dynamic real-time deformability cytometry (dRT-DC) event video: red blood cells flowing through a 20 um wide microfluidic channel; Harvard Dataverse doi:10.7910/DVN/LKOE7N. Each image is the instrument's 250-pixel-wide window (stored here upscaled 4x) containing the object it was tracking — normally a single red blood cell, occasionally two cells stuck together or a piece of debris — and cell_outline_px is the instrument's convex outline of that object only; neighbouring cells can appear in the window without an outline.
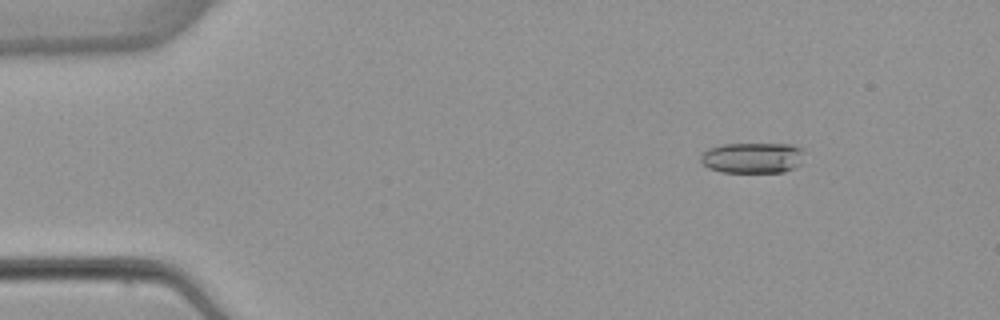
{"species": "common noctule bat (a hibernating species)", "species_latin": "Nyctalus noctula", "temperature_condition": "warm", "stored_images_in_passage": 6, "camera_frame_rate_fps": 3000, "um_per_image_px": 0.085, "animal": {"sex": "female", "body_mass_g": 22.7, "forearm_length_mm": 54.2}, "frame": {"image": 1, "passage_image": 2, "time_ms": 1.0, "image_size_px": [1000, 320], "cell_outline_px": [[804, 152], [800, 164], [784, 172], [720, 172], [708, 168], [700, 160], [700, 156], [708, 148], [724, 144], [792, 144], [800, 148]], "centroid_in_image_um": [63.95, 13.41], "position_along_channel_um": 21.0, "area_um2": 18.55}}
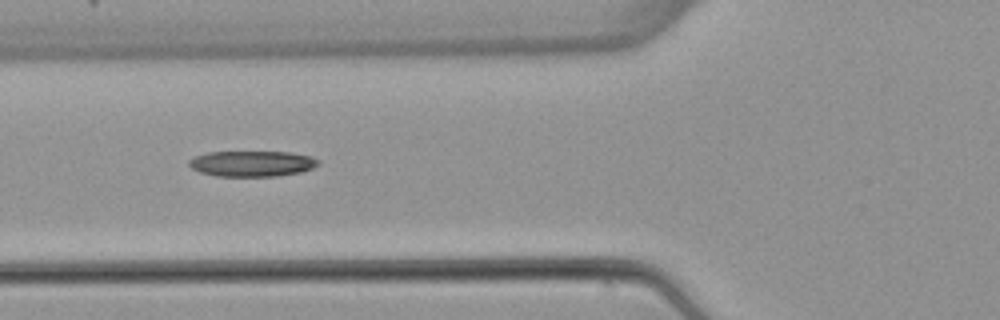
{"frame": {"image": 2, "passage_image": 5, "time_ms": 5.333, "image_size_px": [1000, 320], "cell_outline_px": [[320, 164], [312, 168], [300, 172], [276, 176], [216, 176], [200, 172], [192, 168], [188, 164], [188, 160], [196, 156], [208, 152], [288, 152], [312, 156], [320, 160]], "centroid_in_image_um": [21.44, 13.9], "position_along_channel_um": 104.4, "area_um2": 19.36}}
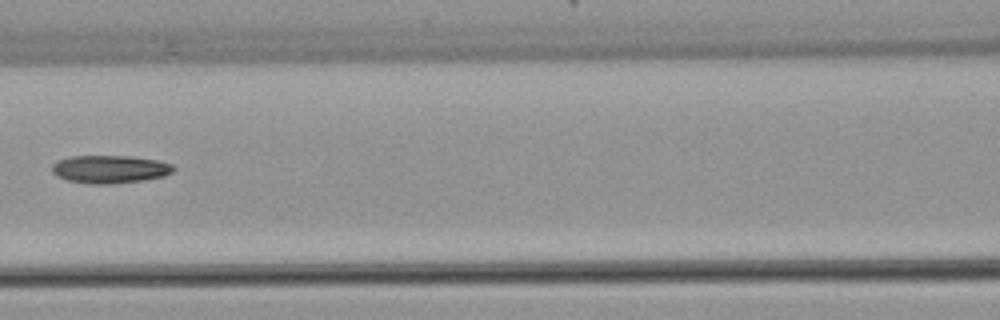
{"frame": {"image": 3, "passage_image": 6, "time_ms": 6.667, "image_size_px": [1000, 320], "cell_outline_px": [[176, 168], [172, 172], [164, 176], [144, 180], [112, 184], [88, 184], [68, 180], [56, 176], [52, 172], [52, 164], [56, 160], [72, 156], [132, 156], [156, 160], [172, 164]], "centroid_in_image_um": [9.32, 14.38], "position_along_channel_um": 157.3, "area_um2": 19.94}}